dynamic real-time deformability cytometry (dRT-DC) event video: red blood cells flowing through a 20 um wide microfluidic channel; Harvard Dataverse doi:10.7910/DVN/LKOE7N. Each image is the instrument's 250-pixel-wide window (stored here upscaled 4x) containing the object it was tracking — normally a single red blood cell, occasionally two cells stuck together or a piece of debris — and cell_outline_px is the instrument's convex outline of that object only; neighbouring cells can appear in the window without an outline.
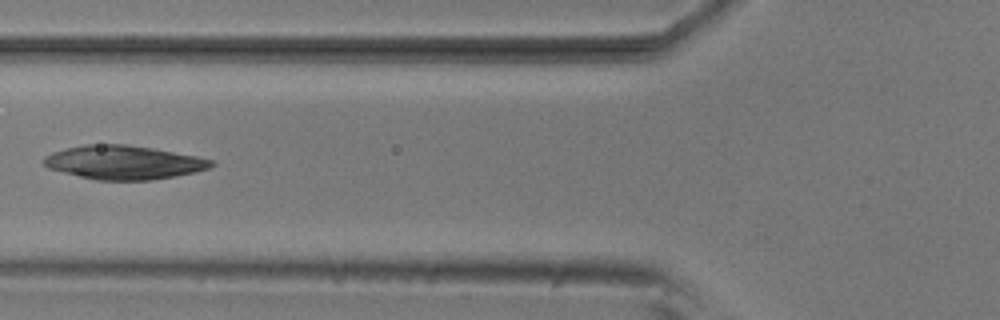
{"species": "common noctule bat (a hibernating species)", "species_latin": "Nyctalus noctula", "temperature_condition": "room temperature", "stored_images_in_passage": 7, "camera_frame_rate_fps": 3000, "um_per_image_px": 0.085, "animal": {"sex": "male", "body_mass_g": 20.5, "forearm_length_mm": 52.5}, "frame": {"image": 1, "passage_image": 7, "time_ms": 2.0, "image_size_px": [1000, 320], "cell_outline_px": [[216, 164], [208, 168], [196, 172], [176, 176], [152, 180], [96, 180], [48, 168], [40, 160], [44, 156], [52, 152], [64, 148], [84, 144], [128, 144], [152, 148], [196, 156], [216, 160]], "centroid_in_image_um": [10.51, 13.8], "position_along_channel_um": 115.3, "area_um2": 33.18}}